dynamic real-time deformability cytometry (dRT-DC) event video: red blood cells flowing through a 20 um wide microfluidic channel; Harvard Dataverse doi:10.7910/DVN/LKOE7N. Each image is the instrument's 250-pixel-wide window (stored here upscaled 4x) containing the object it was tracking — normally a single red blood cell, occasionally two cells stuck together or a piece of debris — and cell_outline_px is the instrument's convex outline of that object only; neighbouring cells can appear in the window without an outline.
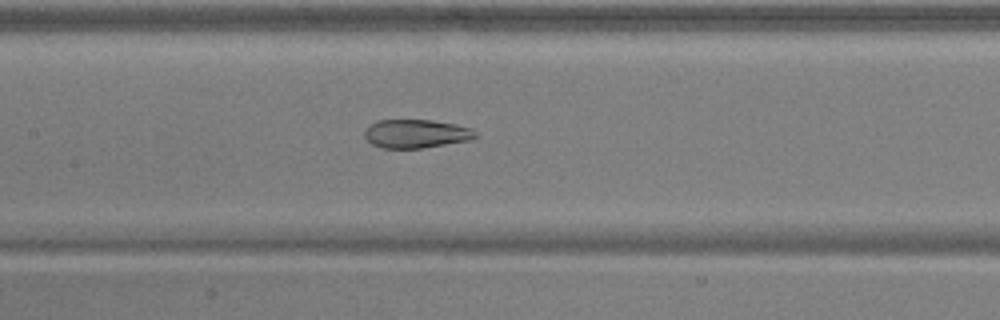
{"species": "common noctule bat (a hibernating species)", "species_latin": "Nyctalus noctula", "temperature_condition": "warm", "stored_images_in_passage": 51, "camera_frame_rate_fps": 3000, "um_per_image_px": 0.085, "animal": {"sex": "male", "body_mass_g": 17.9, "forearm_length_mm": 54.2}, "frame": {"image": 1, "passage_image": 25, "time_ms": 8.0, "image_size_px": [1000, 320], "cell_outline_px": [[476, 136], [472, 140], [420, 148], [380, 148], [372, 144], [364, 136], [364, 132], [376, 120], [432, 120], [456, 124], [472, 128], [476, 132]], "centroid_in_image_um": [35.39, 11.36], "position_along_channel_um": 172.0, "area_um2": 18.44}}
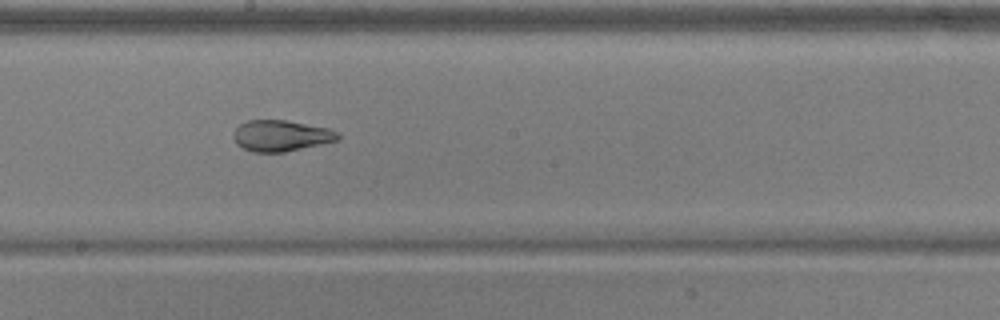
{"frame": {"image": 2, "passage_image": 29, "time_ms": 9.333, "image_size_px": [1000, 320], "cell_outline_px": [[340, 140], [284, 152], [252, 152], [236, 144], [236, 128], [240, 124], [248, 120], [284, 120], [328, 128], [336, 132], [340, 136]], "centroid_in_image_um": [23.92, 11.54], "position_along_channel_um": 224.3, "area_um2": 18.61}}
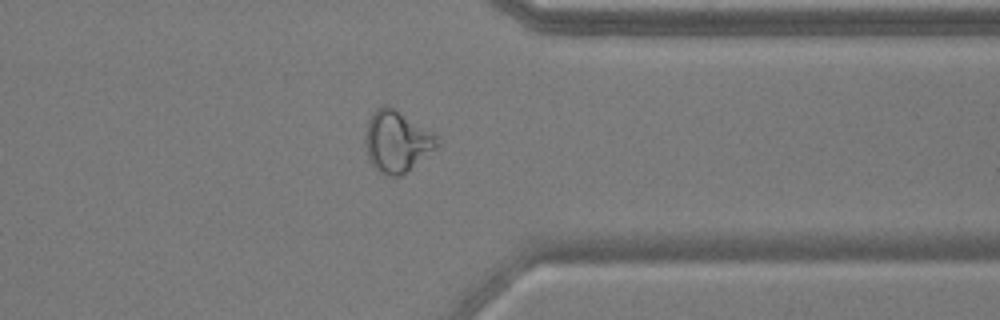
{"frame": {"image": 3, "passage_image": 41, "time_ms": 13.333, "image_size_px": [1000, 320], "cell_outline_px": [[444, 140], [436, 148], [400, 176], [388, 176], [380, 172], [372, 164], [368, 156], [364, 144], [368, 120], [372, 112], [376, 108], [384, 104], [396, 108], [440, 136]], "centroid_in_image_um": [33.76, 11.98], "position_along_channel_um": 377.6, "area_um2": 26.01}, "authors_computed_cell_mechanics": {"area_um2": 23.8136, "velocity_mm_per_s": 3.9309, "shape_relaxation_time_tau1_ms": null, "shape_relaxation_time_tau2_ms": 2.0471, "deformation_change_tau1": null, "deformation_change_tau2": 0.0763}}